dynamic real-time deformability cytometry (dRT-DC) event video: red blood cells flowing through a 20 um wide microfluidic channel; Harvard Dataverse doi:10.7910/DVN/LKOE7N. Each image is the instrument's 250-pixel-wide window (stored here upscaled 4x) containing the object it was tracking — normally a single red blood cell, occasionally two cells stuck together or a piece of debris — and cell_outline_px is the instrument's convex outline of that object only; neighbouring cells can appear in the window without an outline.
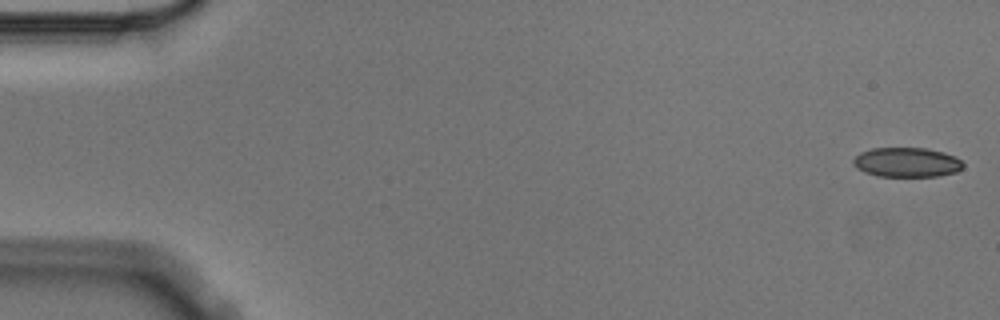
{"species": "Egyptian fruit bat (a non-hibernating species)", "species_latin": "Rousettus aegyptiacus", "temperature_condition": "cold", "stored_images_in_passage": 5, "camera_frame_rate_fps": 3000, "um_per_image_px": 0.085, "animal": {"sex": "male"}, "frame": {"image": 1, "passage_image": 1, "time_ms": 0.0, "image_size_px": [1000, 320], "cell_outline_px": [[964, 168], [956, 172], [940, 176], [876, 176], [864, 172], [856, 168], [852, 164], [852, 160], [860, 152], [872, 148], [928, 148], [944, 152], [956, 156], [964, 164]], "centroid_in_image_um": [77.08, 13.79], "position_along_channel_um": 7.9, "area_um2": 19.19}}
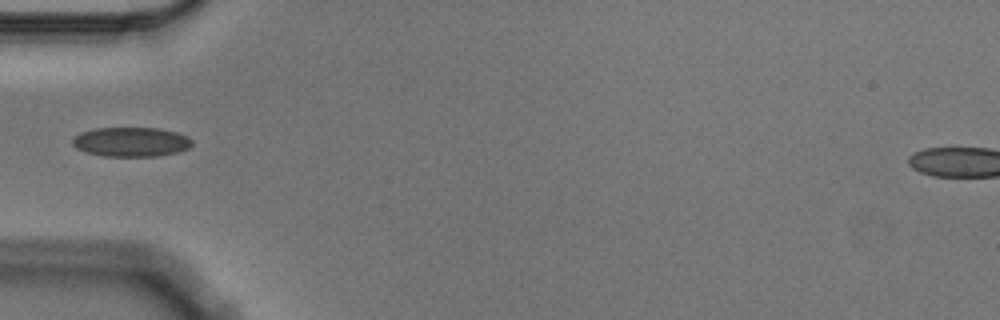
{"frame": {"image": 2, "passage_image": 5, "time_ms": 1.333, "image_size_px": [1000, 320], "cell_outline_px": [[192, 144], [188, 148], [180, 152], [156, 156], [104, 156], [88, 152], [76, 148], [72, 144], [72, 136], [80, 132], [96, 128], [160, 128], [176, 132], [188, 136], [192, 140]], "centroid_in_image_um": [11.14, 12.05], "position_along_channel_um": 73.9, "area_um2": 20.63}}